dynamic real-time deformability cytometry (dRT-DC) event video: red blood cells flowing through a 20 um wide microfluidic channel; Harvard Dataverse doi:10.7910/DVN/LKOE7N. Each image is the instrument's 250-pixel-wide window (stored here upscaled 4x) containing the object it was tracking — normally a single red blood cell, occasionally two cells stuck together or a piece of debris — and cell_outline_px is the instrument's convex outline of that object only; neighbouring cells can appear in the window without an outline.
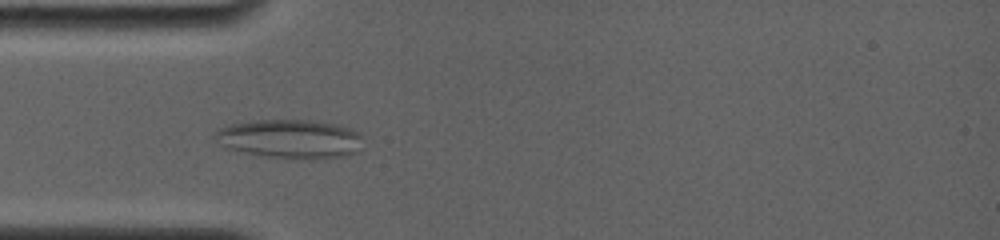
{"species": "common noctule bat (a hibernating species)", "species_latin": "Nyctalus noctula", "temperature_condition": "room temperature", "stored_images_in_passage": 19, "camera_frame_rate_fps": 4000, "um_per_image_px": 0.085, "animal": {"sex": "female", "body_mass_g": 19.0, "forearm_length_mm": 56.7}, "frame": {"image": 1, "passage_image": 9, "time_ms": 4.25, "image_size_px": [1000, 240], "cell_outline_px": [[360, 152], [348, 156], [296, 160], [244, 152], [224, 148], [212, 136], [216, 128], [232, 124], [260, 120], [312, 120], [336, 124], [348, 128], [356, 132], [360, 136]], "centroid_in_image_um": [24.63, 11.81], "position_along_channel_um": 60.4, "area_um2": 33.7}}
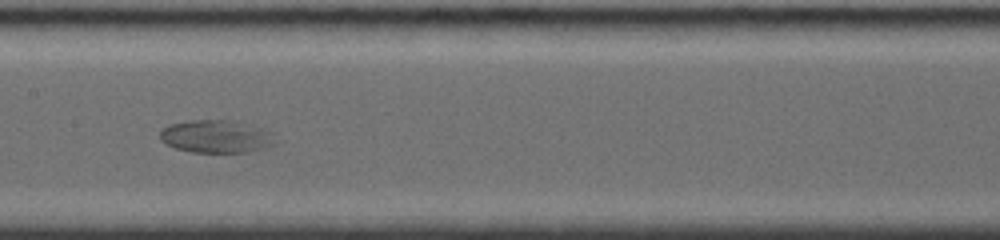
{"frame": {"image": 2, "passage_image": 15, "time_ms": 7.75, "image_size_px": [1000, 240], "cell_outline_px": [[276, 140], [272, 144], [264, 148], [248, 152], [192, 152], [176, 148], [164, 144], [160, 140], [160, 132], [168, 124], [192, 120], [228, 120], [252, 124], [272, 132]], "centroid_in_image_um": [18.37, 11.59], "position_along_channel_um": 189.0, "area_um2": 22.14}}
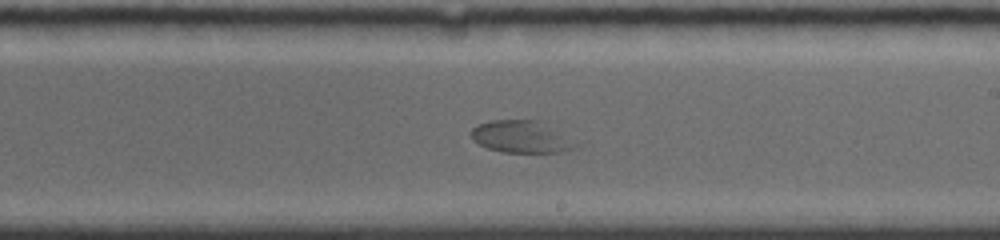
{"frame": {"image": 3, "passage_image": 18, "time_ms": 9.25, "image_size_px": [1000, 240], "cell_outline_px": [[580, 144], [576, 148], [564, 152], [500, 152], [488, 148], [472, 140], [472, 128], [476, 124], [492, 120], [540, 120]], "centroid_in_image_um": [44.33, 11.63], "position_along_channel_um": 244.7, "area_um2": 19.65}}